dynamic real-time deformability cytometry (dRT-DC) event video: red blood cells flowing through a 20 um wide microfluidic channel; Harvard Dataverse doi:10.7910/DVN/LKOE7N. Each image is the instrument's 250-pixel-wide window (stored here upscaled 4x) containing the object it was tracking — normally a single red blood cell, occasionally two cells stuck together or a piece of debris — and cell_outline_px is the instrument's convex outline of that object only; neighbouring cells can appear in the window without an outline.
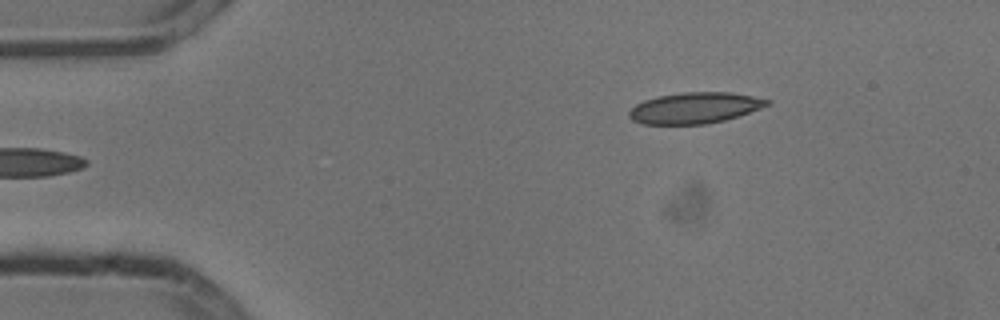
{"species": "common noctule bat (a hibernating species)", "species_latin": "Nyctalus noctula", "temperature_condition": "cold", "stored_images_in_passage": 3, "camera_frame_rate_fps": 3000, "um_per_image_px": 0.085, "animal": {"sex": "male", "body_mass_g": 13.3}, "frame": {"image": 1, "passage_image": 3, "time_ms": 0.667, "image_size_px": [1000, 320], "cell_outline_px": [[772, 100], [768, 104], [760, 108], [724, 120], [704, 124], [644, 124], [632, 120], [628, 116], [628, 112], [636, 104], [644, 100], [660, 96], [684, 92], [728, 92], [752, 96]], "centroid_in_image_um": [59.02, 9.17], "position_along_channel_um": 26.0, "area_um2": 24.62}}